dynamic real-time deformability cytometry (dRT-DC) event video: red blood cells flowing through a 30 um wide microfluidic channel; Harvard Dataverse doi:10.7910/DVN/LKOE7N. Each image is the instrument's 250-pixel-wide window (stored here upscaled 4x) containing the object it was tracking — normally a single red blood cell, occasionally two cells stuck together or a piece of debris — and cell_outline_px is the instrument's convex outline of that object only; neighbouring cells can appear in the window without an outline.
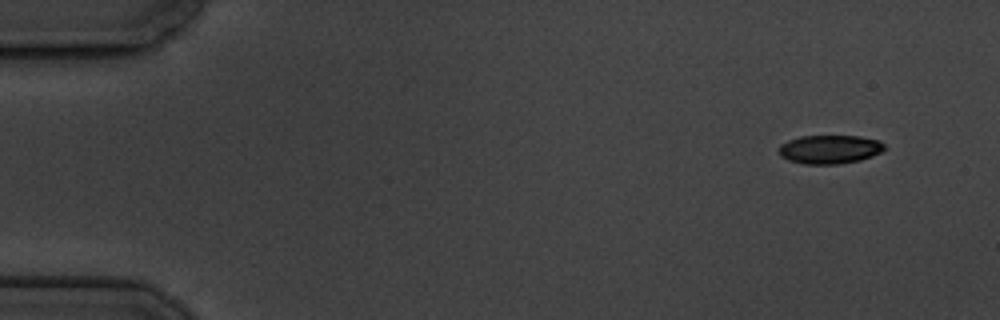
{"species": "common noctule bat (a hibernating species)", "species_latin": "Nyctalus noctula", "temperature_condition": "cold", "stored_images_in_passage": 6, "camera_frame_rate_fps": 3000, "um_per_image_px": 0.085, "animal": {"sex": "male", "body_mass_g": 19.5, "forearm_length_mm": 54.6}, "frame": {"image": 1, "passage_image": 1, "time_ms": 0.0, "image_size_px": [1000, 320], "cell_outline_px": [[884, 148], [880, 152], [872, 156], [860, 160], [840, 164], [804, 164], [788, 160], [780, 156], [780, 144], [788, 140], [800, 136], [860, 136], [880, 140], [884, 144]], "centroid_in_image_um": [70.52, 12.69], "position_along_channel_um": 14.5, "area_um2": 17.69}}
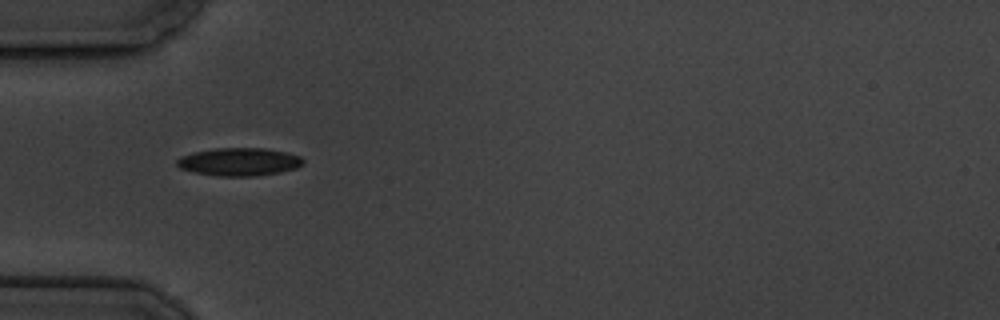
{"frame": {"image": 2, "passage_image": 5, "time_ms": 4.667, "image_size_px": [1000, 320], "cell_outline_px": [[304, 164], [296, 168], [280, 172], [252, 176], [216, 176], [196, 172], [180, 168], [176, 164], [176, 160], [180, 156], [192, 152], [216, 148], [264, 148], [288, 152], [300, 156], [304, 160]], "centroid_in_image_um": [20.34, 13.74], "position_along_channel_um": 64.7, "area_um2": 20.63}}
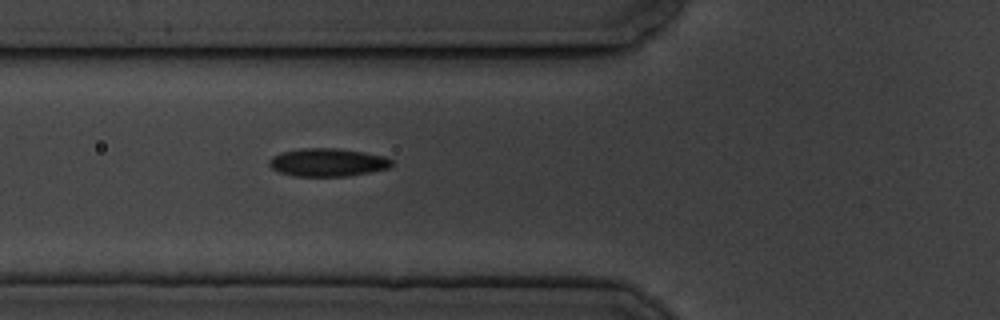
{"frame": {"image": 3, "passage_image": 6, "time_ms": 5.667, "image_size_px": [1000, 320], "cell_outline_px": [[392, 164], [388, 168], [348, 176], [296, 176], [280, 172], [272, 168], [268, 164], [268, 160], [272, 156], [284, 152], [300, 148], [336, 148], [364, 152], [384, 156], [392, 160]], "centroid_in_image_um": [27.83, 13.8], "position_along_channel_um": 98.0, "area_um2": 19.88}}